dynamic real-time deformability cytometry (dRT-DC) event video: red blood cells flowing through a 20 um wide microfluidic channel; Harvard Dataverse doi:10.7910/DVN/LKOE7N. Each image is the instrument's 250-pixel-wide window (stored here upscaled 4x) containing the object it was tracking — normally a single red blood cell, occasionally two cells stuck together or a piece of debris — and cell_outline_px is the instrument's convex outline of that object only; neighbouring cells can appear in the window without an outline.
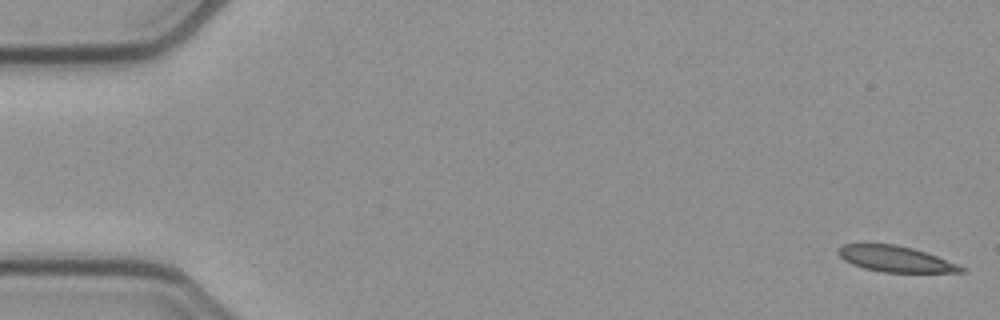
{"species": "common noctule bat (a hibernating species)", "species_latin": "Nyctalus noctula", "temperature_condition": "cold", "stored_images_in_passage": 53, "camera_frame_rate_fps": 3000, "um_per_image_px": 0.085, "animal": {"sex": "female", "body_mass_g": 21.9}, "frame": {"image": 1, "passage_image": 1, "time_ms": 0.0, "image_size_px": [1000, 320], "cell_outline_px": [[968, 272], [880, 272], [864, 268], [852, 264], [844, 260], [836, 252], [844, 244], [896, 244], [912, 248], [936, 256], [956, 264], [964, 268]], "centroid_in_image_um": [76.09, 22.01], "position_along_channel_um": 8.9, "area_um2": 18.26}}
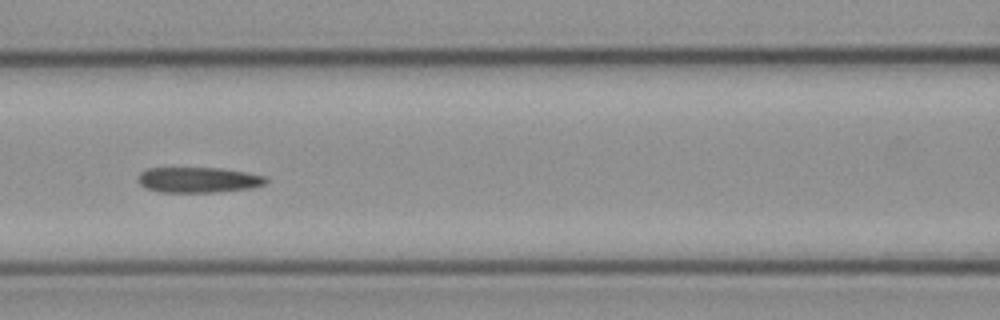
{"frame": {"image": 2, "passage_image": 23, "time_ms": 7.333, "image_size_px": [1000, 320], "cell_outline_px": [[268, 180], [264, 184], [252, 188], [216, 192], [160, 192], [144, 188], [136, 180], [140, 172], [148, 168], [220, 168], [248, 172], [268, 176]], "centroid_in_image_um": [16.86, 15.29], "position_along_channel_um": 149.7, "area_um2": 19.25}}
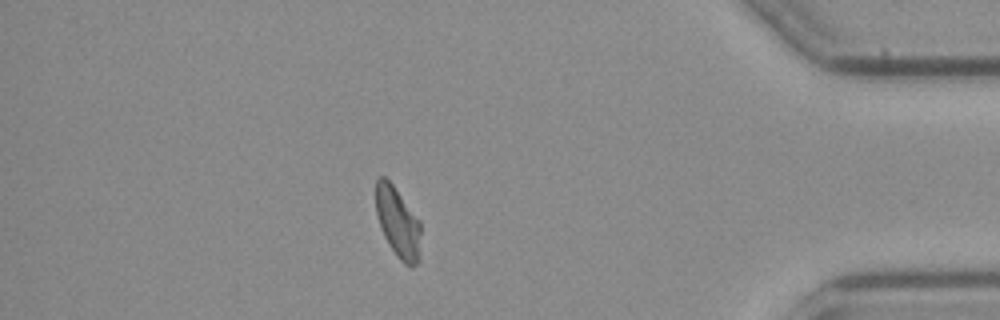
{"frame": {"image": 3, "passage_image": 46, "time_ms": 15.0, "image_size_px": [1000, 320], "cell_outline_px": [[420, 260], [412, 268], [404, 264], [396, 256], [388, 244], [380, 228], [376, 212], [376, 180], [380, 176], [384, 176], [392, 184], [420, 220]], "centroid_in_image_um": [33.83, 18.95], "position_along_channel_um": 401.4, "area_um2": 18.61}, "authors_computed_cell_mechanics": {"area_um2": 19.1896, "velocity_mm_per_s": 3.8486, "shape_relaxation_time_tau1_ms": null, "shape_relaxation_time_tau2_ms": 3.8944, "deformation_change_tau1": null, "deformation_change_tau2": 0.0817}}